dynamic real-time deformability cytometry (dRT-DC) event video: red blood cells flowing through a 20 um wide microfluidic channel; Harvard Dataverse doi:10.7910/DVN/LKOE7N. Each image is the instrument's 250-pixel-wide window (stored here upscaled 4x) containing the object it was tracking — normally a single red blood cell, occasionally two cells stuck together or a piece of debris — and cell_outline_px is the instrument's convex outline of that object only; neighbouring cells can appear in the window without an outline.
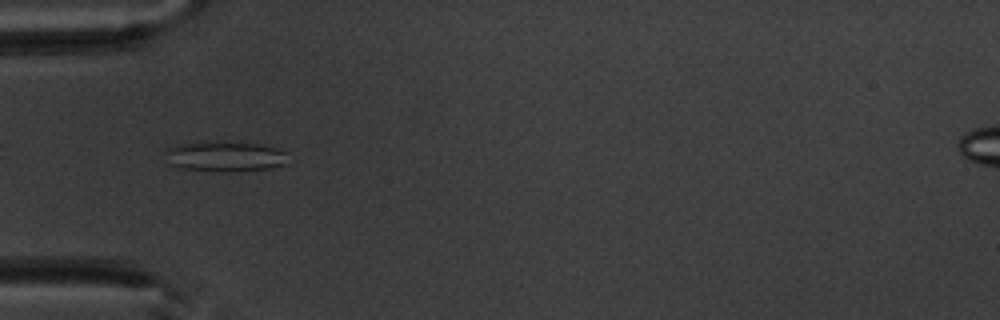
{"species": "common noctule bat (a hibernating species)", "species_latin": "Nyctalus noctula", "temperature_condition": "warm", "stored_images_in_passage": 6, "camera_frame_rate_fps": 3000, "um_per_image_px": 0.085, "animal": {"sex": "male", "body_mass_g": 20.1, "forearm_length_mm": 53.5}, "frame": {"image": 1, "passage_image": 5, "time_ms": 5.333, "image_size_px": [1000, 320], "cell_outline_px": [[284, 164], [272, 168], [240, 172], [220, 172], [184, 168], [172, 164], [164, 152], [168, 148], [176, 144], [204, 140], [264, 144], [276, 148], [284, 152]], "centroid_in_image_um": [19.1, 13.28], "position_along_channel_um": 65.9, "area_um2": 21.91}}
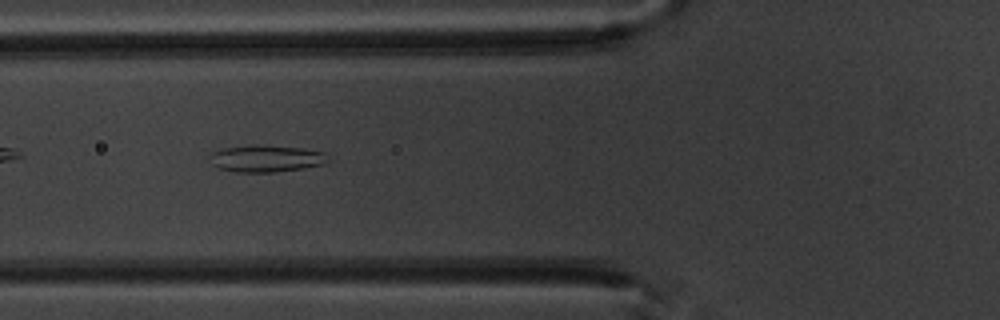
{"frame": {"image": 2, "passage_image": 6, "time_ms": 6.333, "image_size_px": [1000, 320], "cell_outline_px": [[328, 164], [304, 168], [272, 172], [236, 172], [216, 168], [212, 164], [208, 156], [212, 152], [224, 148], [252, 144], [264, 144], [304, 148], [324, 152], [328, 160]], "centroid_in_image_um": [22.61, 13.46], "position_along_channel_um": 103.2, "area_um2": 18.96}}